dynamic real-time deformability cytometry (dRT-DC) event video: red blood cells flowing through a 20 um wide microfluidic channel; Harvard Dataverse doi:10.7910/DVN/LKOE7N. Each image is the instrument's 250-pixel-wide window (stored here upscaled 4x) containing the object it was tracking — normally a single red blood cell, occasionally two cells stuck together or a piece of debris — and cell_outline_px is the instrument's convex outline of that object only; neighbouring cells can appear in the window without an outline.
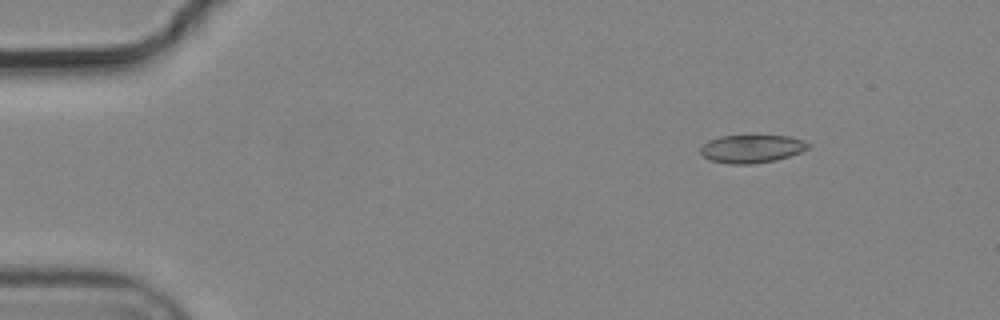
{"species": "common noctule bat (a hibernating species)", "species_latin": "Nyctalus noctula", "temperature_condition": "cold", "stored_images_in_passage": 10, "camera_frame_rate_fps": 3000, "um_per_image_px": 0.085, "animal": {"sex": "male", "body_mass_g": 19.2, "forearm_length_mm": 51.8}, "frame": {"image": 1, "passage_image": 2, "time_ms": 0.333, "image_size_px": [1000, 320], "cell_outline_px": [[808, 148], [800, 152], [776, 160], [752, 164], [728, 164], [708, 160], [700, 152], [700, 148], [708, 140], [720, 136], [788, 136], [804, 140], [808, 144]], "centroid_in_image_um": [63.85, 12.65], "position_along_channel_um": 21.1, "area_um2": 17.51}}
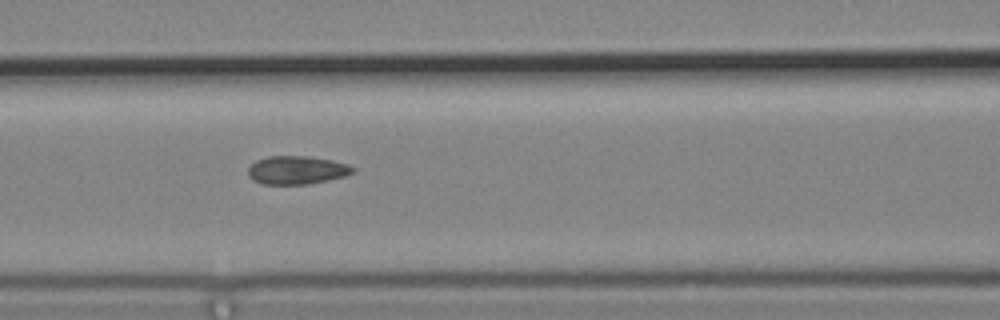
{"frame": {"image": 2, "passage_image": 7, "time_ms": 2.0, "image_size_px": [1000, 320], "cell_outline_px": [[356, 168], [352, 172], [344, 176], [328, 180], [308, 184], [264, 184], [252, 180], [248, 176], [248, 168], [256, 160], [268, 156], [308, 156], [332, 160], [348, 164]], "centroid_in_image_um": [25.21, 14.45], "position_along_channel_um": 141.4, "area_um2": 17.28}}
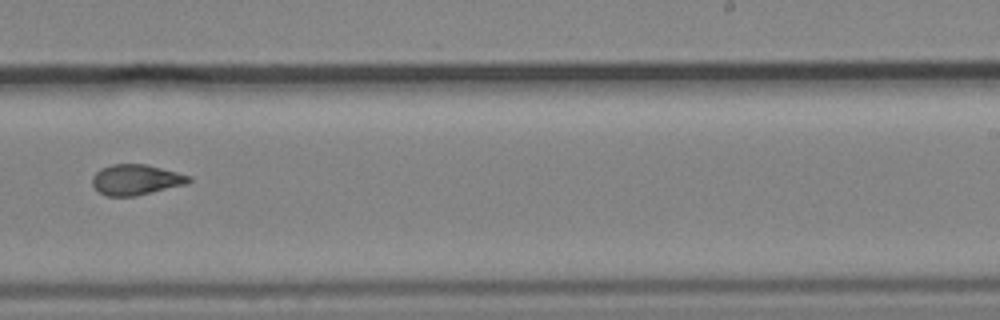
{"frame": {"image": 3, "passage_image": 10, "time_ms": 3.0, "image_size_px": [1000, 320], "cell_outline_px": [[192, 180], [188, 184], [136, 196], [108, 196], [100, 192], [92, 184], [92, 176], [100, 168], [112, 164], [144, 164], [192, 176]], "centroid_in_image_um": [11.57, 15.28], "position_along_channel_um": 277.4, "area_um2": 17.17}}